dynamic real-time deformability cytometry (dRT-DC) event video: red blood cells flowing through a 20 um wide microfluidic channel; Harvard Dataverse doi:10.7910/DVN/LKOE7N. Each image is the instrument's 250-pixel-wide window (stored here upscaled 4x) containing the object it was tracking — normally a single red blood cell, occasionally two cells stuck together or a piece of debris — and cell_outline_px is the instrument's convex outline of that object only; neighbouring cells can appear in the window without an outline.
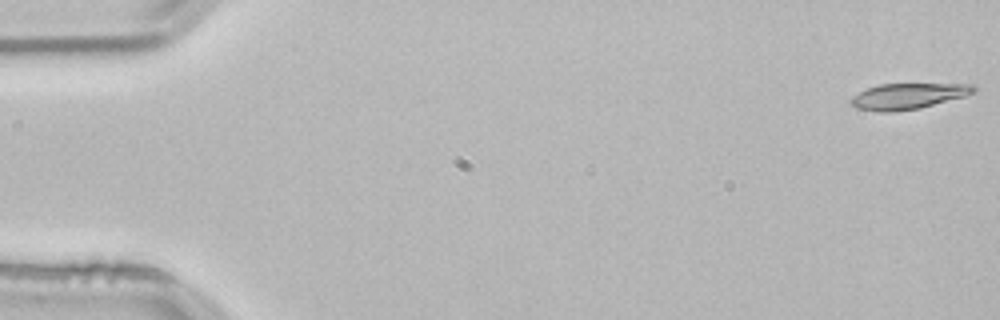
{"species": "common noctule bat (a hibernating species)", "species_latin": "Nyctalus noctula", "temperature_condition": "room temperature", "stored_images_in_passage": 53, "camera_frame_rate_fps": 3000, "um_per_image_px": 0.085, "animal": {"sex": "male", "body_mass_g": 21.5, "forearm_length_mm": 52.0}, "frame": {"image": 1, "passage_image": 1, "time_ms": 0.0, "image_size_px": [1000, 320], "cell_outline_px": [[976, 92], [964, 96], [920, 108], [892, 112], [876, 112], [856, 108], [848, 100], [852, 96], [868, 88], [880, 84], [976, 84]], "centroid_in_image_um": [77.17, 8.17], "position_along_channel_um": 7.8, "area_um2": 18.5}}
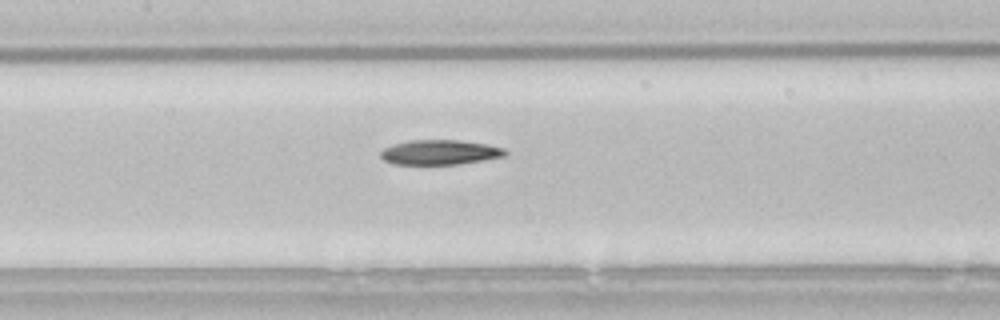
{"frame": {"image": 2, "passage_image": 25, "time_ms": 8.0, "image_size_px": [1000, 320], "cell_outline_px": [[508, 152], [504, 156], [456, 164], [392, 164], [384, 160], [380, 156], [380, 152], [384, 148], [408, 140], [460, 140], [488, 144], [504, 148]], "centroid_in_image_um": [37.38, 12.94], "position_along_channel_um": 170.0, "area_um2": 17.86}}
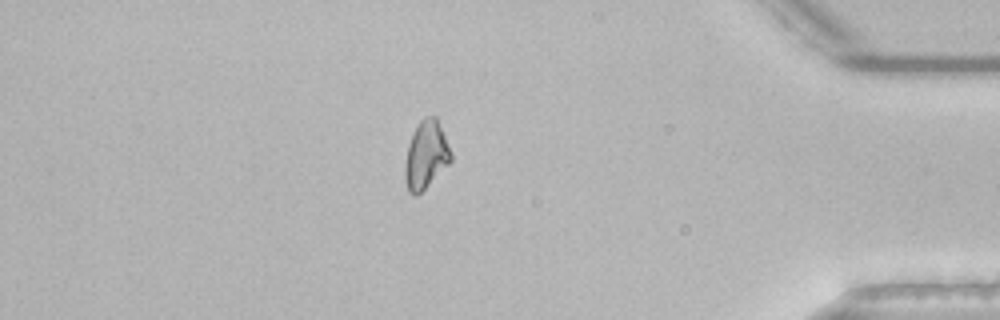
{"frame": {"image": 3, "passage_image": 46, "time_ms": 15.0, "image_size_px": [1000, 320], "cell_outline_px": [[452, 160], [416, 196], [412, 196], [408, 192], [404, 180], [404, 168], [408, 144], [416, 124], [424, 116], [436, 116], [452, 152]], "centroid_in_image_um": [36.18, 13.15], "position_along_channel_um": 399.0, "area_um2": 18.21}}